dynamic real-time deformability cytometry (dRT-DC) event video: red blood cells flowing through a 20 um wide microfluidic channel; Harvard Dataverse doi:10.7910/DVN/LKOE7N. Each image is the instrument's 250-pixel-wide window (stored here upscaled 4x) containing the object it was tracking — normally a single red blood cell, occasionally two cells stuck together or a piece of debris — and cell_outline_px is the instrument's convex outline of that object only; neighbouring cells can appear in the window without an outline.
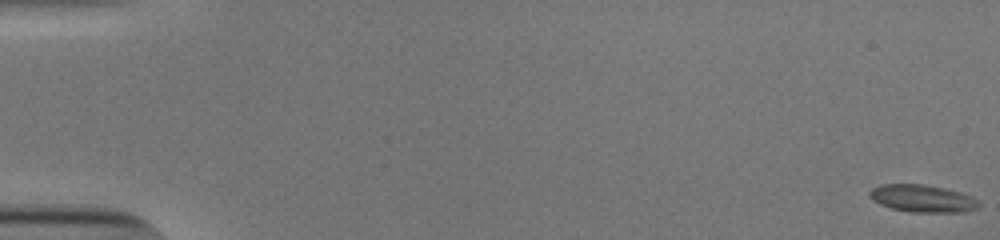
{"species": "human", "species_latin": "Homo sapiens", "temperature_condition": "cold", "stored_images_in_passage": 54, "camera_frame_rate_fps": 3000, "um_per_image_px": 0.085, "donor": {"sex": "male"}, "frame": {"image": 1, "passage_image": 1, "time_ms": 0.0, "image_size_px": [1000, 240], "cell_outline_px": [[980, 204], [976, 208], [964, 212], [908, 212], [892, 208], [880, 204], [872, 200], [868, 196], [868, 192], [872, 188], [880, 184], [924, 184], [944, 188], [960, 192], [976, 200]], "centroid_in_image_um": [78.34, 16.87], "position_along_channel_um": 6.7, "area_um2": 17.4}}
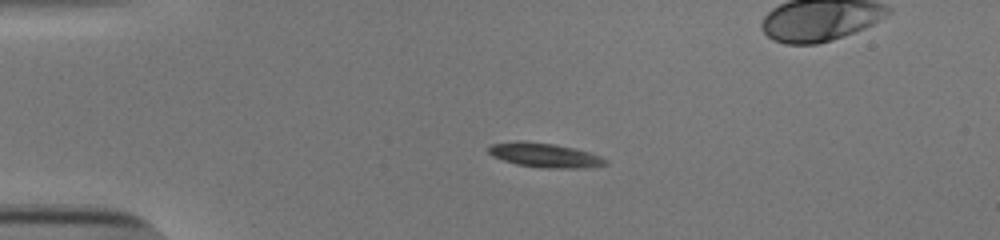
{"frame": {"image": 2, "passage_image": 14, "time_ms": 4.333, "image_size_px": [1000, 240], "cell_outline_px": [[608, 164], [592, 168], [540, 168], [516, 164], [492, 156], [488, 152], [488, 148], [492, 144], [516, 140], [520, 140], [552, 144], [576, 148], [600, 156], [608, 160]], "centroid_in_image_um": [46.33, 13.2], "position_along_channel_um": 38.7, "area_um2": 16.76}}
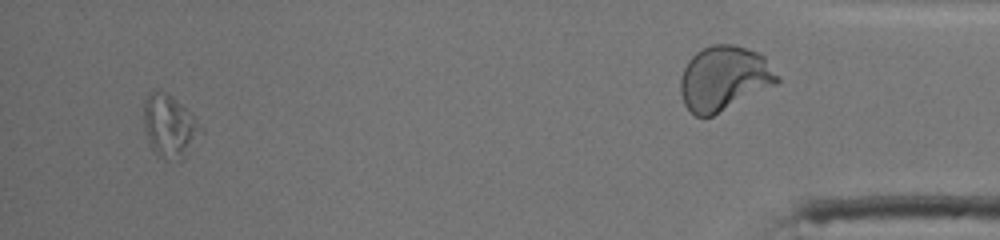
{"frame": {"image": 3, "passage_image": 52, "time_ms": 17.0, "image_size_px": [1000, 240], "cell_outline_px": [[204, 132], [184, 160], [180, 164], [164, 160], [152, 148], [148, 140], [144, 128], [144, 100], [148, 92], [164, 92], [172, 96], [192, 112], [204, 128]], "centroid_in_image_um": [14.48, 10.79], "position_along_channel_um": 420.7, "area_um2": 21.62}}